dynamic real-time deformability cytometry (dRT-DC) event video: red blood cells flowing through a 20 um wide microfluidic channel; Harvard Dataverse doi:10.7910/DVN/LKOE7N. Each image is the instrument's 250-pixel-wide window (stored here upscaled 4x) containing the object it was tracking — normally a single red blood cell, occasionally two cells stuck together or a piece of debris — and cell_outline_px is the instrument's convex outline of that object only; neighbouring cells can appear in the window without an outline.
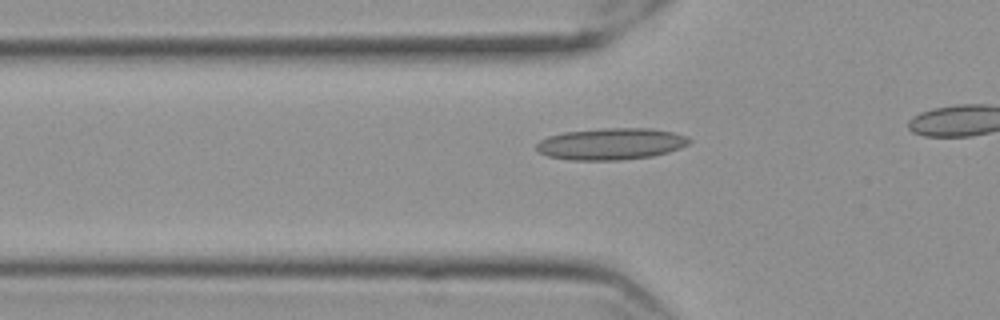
{"species": "Egyptian fruit bat (a non-hibernating species)", "species_latin": "Rousettus aegyptiacus", "temperature_condition": "cold", "stored_images_in_passage": 15, "camera_frame_rate_fps": 3000, "um_per_image_px": 0.085, "frame": {"image": 1, "passage_image": 9, "time_ms": 2.667, "image_size_px": [1000, 320], "cell_outline_px": [[692, 140], [688, 144], [680, 148], [668, 152], [652, 156], [620, 160], [572, 160], [548, 156], [540, 152], [536, 148], [536, 144], [540, 140], [548, 136], [564, 132], [600, 128], [652, 128], [672, 132], [684, 136]], "centroid_in_image_um": [51.93, 12.22], "position_along_channel_um": 73.9, "area_um2": 28.15}}
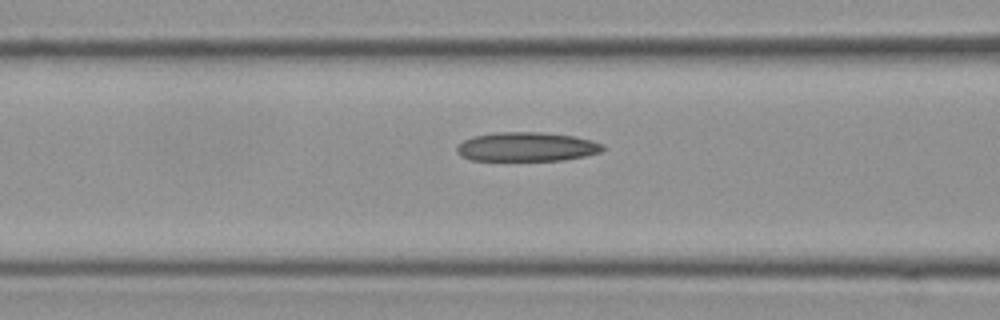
{"frame": {"image": 2, "passage_image": 13, "time_ms": 4.0, "image_size_px": [1000, 320], "cell_outline_px": [[604, 148], [600, 152], [584, 156], [564, 160], [472, 160], [460, 156], [456, 152], [456, 144], [472, 136], [496, 132], [544, 132], [572, 136], [592, 140], [604, 144]], "centroid_in_image_um": [44.73, 12.47], "position_along_channel_um": 121.9, "area_um2": 24.91}}